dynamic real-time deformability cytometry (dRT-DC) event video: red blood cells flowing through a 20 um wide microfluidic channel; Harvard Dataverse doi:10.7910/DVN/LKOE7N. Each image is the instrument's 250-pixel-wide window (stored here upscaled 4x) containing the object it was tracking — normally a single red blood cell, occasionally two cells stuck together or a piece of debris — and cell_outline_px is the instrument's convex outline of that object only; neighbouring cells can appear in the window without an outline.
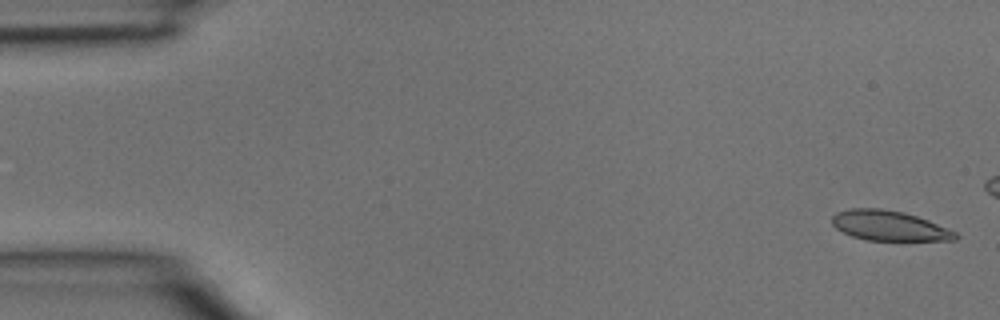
{"species": "common noctule bat (a hibernating species)", "species_latin": "Nyctalus noctula", "temperature_condition": "room temperature", "stored_images_in_passage": 4, "camera_frame_rate_fps": 3000, "um_per_image_px": 0.085, "animal": {"sex": "male", "body_mass_g": 15.6}, "frame": {"image": 1, "passage_image": 1, "time_ms": 0.0, "image_size_px": [1000, 320], "cell_outline_px": [[960, 236], [956, 240], [864, 240], [852, 236], [836, 228], [832, 224], [832, 216], [836, 212], [848, 208], [880, 208], [904, 212], [928, 220], [956, 232]], "centroid_in_image_um": [75.56, 19.18], "position_along_channel_um": 9.4, "area_um2": 21.56}}